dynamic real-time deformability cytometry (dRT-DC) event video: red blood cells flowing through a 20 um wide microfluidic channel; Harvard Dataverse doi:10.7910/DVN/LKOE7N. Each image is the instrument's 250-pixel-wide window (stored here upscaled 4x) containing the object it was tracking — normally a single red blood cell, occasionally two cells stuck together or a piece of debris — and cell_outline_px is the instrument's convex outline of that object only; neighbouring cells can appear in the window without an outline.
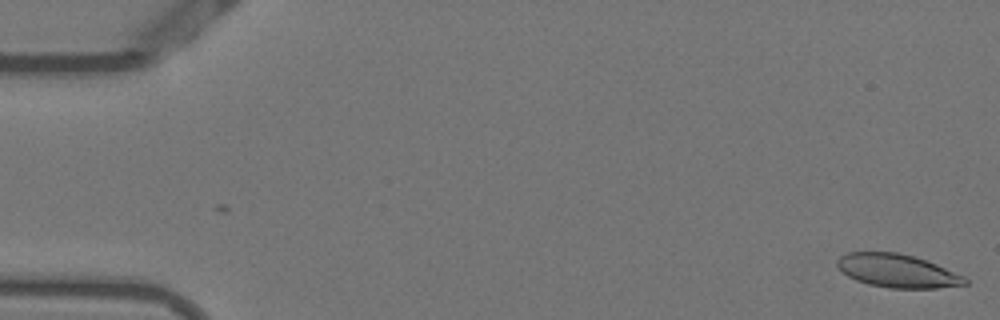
{"species": "Egyptian fruit bat (a non-hibernating species)", "species_latin": "Rousettus aegyptiacus", "temperature_condition": "warm", "stored_images_in_passage": 3, "camera_frame_rate_fps": 3000, "um_per_image_px": 0.085, "animal": {"sex": "female"}, "frame": {"image": 1, "passage_image": 3, "time_ms": 0.667, "image_size_px": [1000, 320], "cell_outline_px": [[968, 284], [936, 288], [888, 288], [868, 284], [856, 280], [848, 276], [836, 264], [836, 260], [840, 256], [848, 252], [896, 252], [912, 256], [936, 264], [964, 276], [968, 280]], "centroid_in_image_um": [76.26, 23.02], "position_along_channel_um": 8.7, "area_um2": 24.62}}